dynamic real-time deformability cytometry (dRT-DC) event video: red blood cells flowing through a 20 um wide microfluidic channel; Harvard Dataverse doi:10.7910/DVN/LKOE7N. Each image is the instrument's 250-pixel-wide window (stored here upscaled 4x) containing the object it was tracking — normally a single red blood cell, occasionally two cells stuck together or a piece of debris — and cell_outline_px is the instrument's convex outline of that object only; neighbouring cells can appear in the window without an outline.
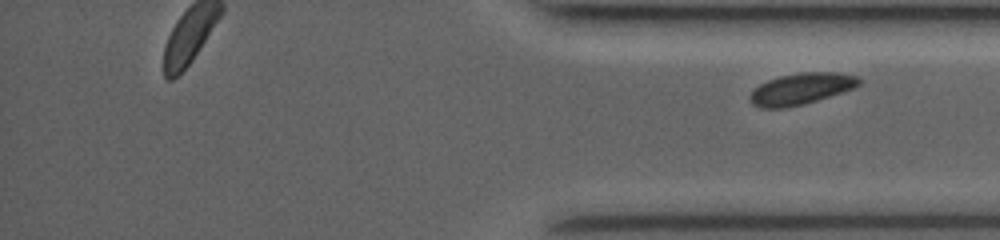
{"species": "common noctule bat (a hibernating species)", "species_latin": "Nyctalus noctula", "temperature_condition": "room temperature", "stored_images_in_passage": 26, "segment_of_instrument_passage": [2, 2], "camera_frame_rate_fps": 3500, "um_per_image_px": 0.085, "animal": {"sex": "female", "body_mass_g": 19.0, "forearm_length_mm": 53.3}, "frame": {"image": 1, "passage_image": 26, "time_ms": 9.714, "image_size_px": [1000, 240], "cell_outline_px": [[864, 80], [856, 88], [804, 104], [784, 108], [760, 108], [752, 104], [752, 92], [760, 84], [768, 80], [780, 76], [800, 72], [836, 72], [860, 76]], "centroid_in_image_um": [68.19, 7.53], "position_along_channel_um": 367.0, "area_um2": 20.0}}